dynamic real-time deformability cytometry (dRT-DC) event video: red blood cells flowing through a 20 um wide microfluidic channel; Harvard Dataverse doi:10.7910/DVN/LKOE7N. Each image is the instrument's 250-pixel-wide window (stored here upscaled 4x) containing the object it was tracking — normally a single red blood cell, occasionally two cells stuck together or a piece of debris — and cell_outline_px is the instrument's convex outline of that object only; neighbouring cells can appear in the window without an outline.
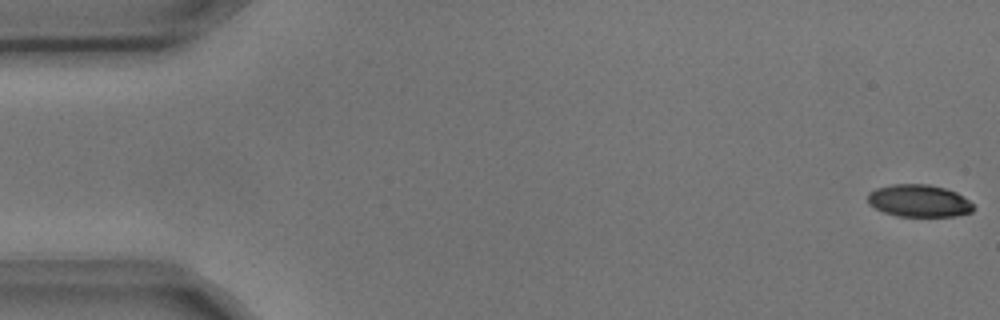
{"species": "common noctule bat (a hibernating species)", "species_latin": "Nyctalus noctula", "temperature_condition": "cold", "stored_images_in_passage": 4, "camera_frame_rate_fps": 3000, "um_per_image_px": 0.085, "animal": {"sex": "male", "body_mass_g": 17.9, "forearm_length_mm": 54.2}, "frame": {"image": 1, "passage_image": 1, "time_ms": 0.0, "image_size_px": [1000, 320], "cell_outline_px": [[976, 208], [972, 212], [956, 216], [896, 216], [884, 212], [868, 204], [868, 192], [876, 188], [892, 184], [928, 184], [944, 188], [956, 192], [964, 196]], "centroid_in_image_um": [78.12, 17.07], "position_along_channel_um": 6.9, "area_um2": 20.0}}
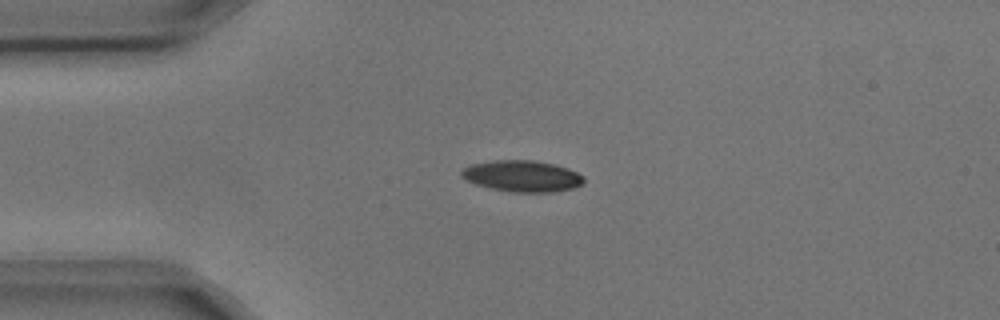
{"frame": {"image": 2, "passage_image": 3, "time_ms": 0.667, "image_size_px": [1000, 320], "cell_outline_px": [[584, 184], [572, 188], [552, 192], [512, 192], [492, 188], [476, 184], [460, 176], [460, 172], [464, 168], [472, 164], [492, 160], [532, 160], [552, 164], [568, 168], [584, 176]], "centroid_in_image_um": [44.4, 14.96], "position_along_channel_um": 40.6, "area_um2": 22.2}}